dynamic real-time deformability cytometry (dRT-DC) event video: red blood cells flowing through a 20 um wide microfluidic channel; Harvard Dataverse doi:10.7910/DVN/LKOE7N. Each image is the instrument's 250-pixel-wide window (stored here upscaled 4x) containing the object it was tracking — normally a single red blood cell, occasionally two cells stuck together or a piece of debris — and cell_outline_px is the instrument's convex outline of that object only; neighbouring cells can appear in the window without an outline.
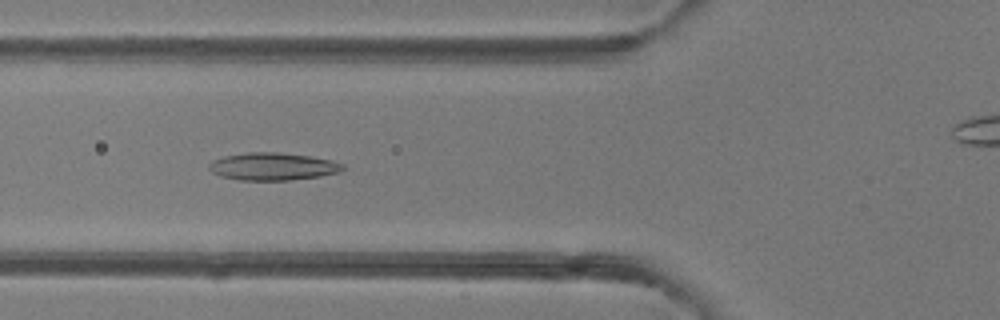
{"species": "common noctule bat (a hibernating species)", "species_latin": "Nyctalus noctula", "temperature_condition": "room temperature", "stored_images_in_passage": 51, "camera_frame_rate_fps": 3000, "um_per_image_px": 0.085, "animal": {"sex": "female"}, "frame": {"image": 1, "passage_image": 19, "time_ms": 6.0, "image_size_px": [1000, 320], "cell_outline_px": [[344, 168], [340, 172], [320, 176], [288, 180], [240, 180], [220, 176], [212, 172], [208, 168], [208, 164], [212, 160], [224, 156], [248, 152], [280, 152], [312, 156], [332, 160], [344, 164]], "centroid_in_image_um": [23.19, 14.14], "position_along_channel_um": 102.6, "area_um2": 21.62}}
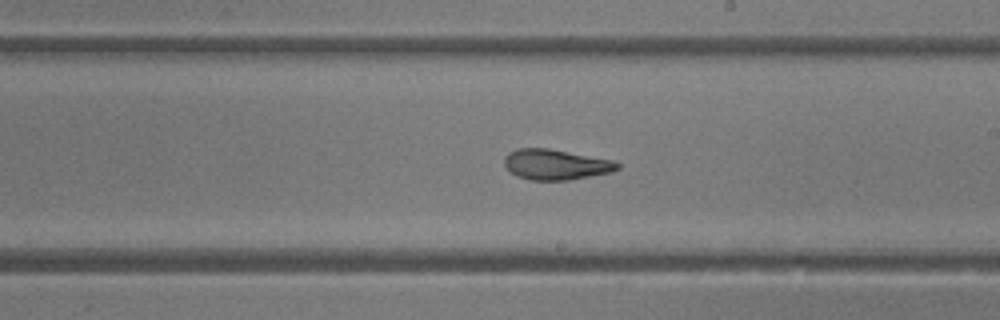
{"frame": {"image": 2, "passage_image": 29, "time_ms": 9.333, "image_size_px": [1000, 320], "cell_outline_px": [[620, 168], [612, 172], [568, 180], [528, 180], [516, 176], [504, 164], [504, 156], [508, 152], [516, 148], [548, 148], [612, 160], [620, 164]], "centroid_in_image_um": [47.22, 13.98], "position_along_channel_um": 241.8, "area_um2": 20.06}}
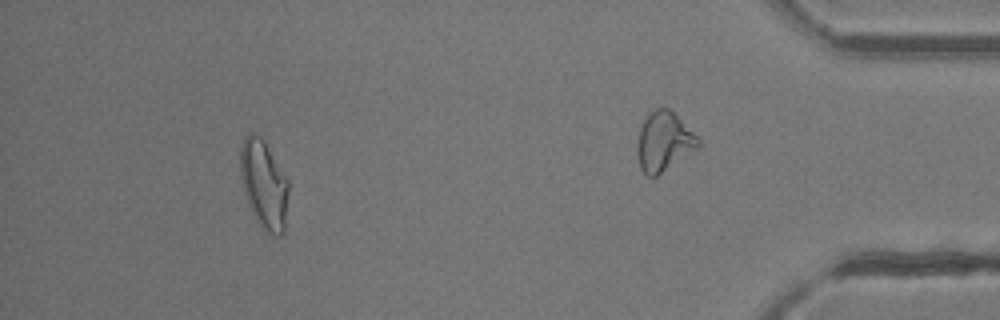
{"frame": {"image": 3, "passage_image": 46, "time_ms": 15.0, "image_size_px": [1000, 320], "cell_outline_px": [[288, 192], [284, 232], [280, 236], [272, 236], [256, 220], [248, 204], [244, 192], [240, 176], [240, 144], [244, 136], [248, 132], [252, 132], [260, 136], [264, 140], [288, 180]], "centroid_in_image_um": [22.41, 15.64], "position_along_channel_um": 412.8, "area_um2": 24.97}, "authors_computed_cell_mechanics": {"area_um2": 22.253, "velocity_mm_per_s": 4.1654, "shape_relaxation_time_tau1_ms": 7.2626, "shape_relaxation_time_tau2_ms": 2.0379, "deformation_change_tau1": 0.1898, "deformation_change_tau2": 0.0965}}